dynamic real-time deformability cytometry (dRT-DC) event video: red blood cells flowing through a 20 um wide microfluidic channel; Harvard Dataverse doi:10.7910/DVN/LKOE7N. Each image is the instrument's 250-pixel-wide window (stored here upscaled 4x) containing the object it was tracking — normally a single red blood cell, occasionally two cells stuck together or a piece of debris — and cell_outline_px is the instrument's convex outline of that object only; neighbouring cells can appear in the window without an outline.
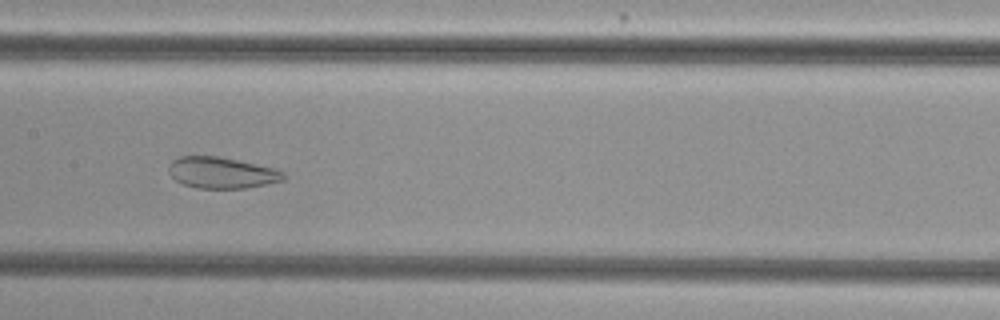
{"species": "common noctule bat (a hibernating species)", "species_latin": "Nyctalus noctula", "temperature_condition": "cold", "stored_images_in_passage": 42, "camera_frame_rate_fps": 3000, "um_per_image_px": 0.085, "animal": {"sex": "female", "body_mass_g": 29.2, "forearm_length_mm": 56.3}, "frame": {"image": 1, "passage_image": 14, "time_ms": 4.333, "image_size_px": [1000, 320], "cell_outline_px": [[284, 180], [244, 188], [196, 188], [184, 184], [176, 180], [168, 172], [168, 164], [172, 160], [180, 156], [216, 156], [276, 168], [284, 172]], "centroid_in_image_um": [18.81, 14.67], "position_along_channel_um": 188.6, "area_um2": 20.75}}
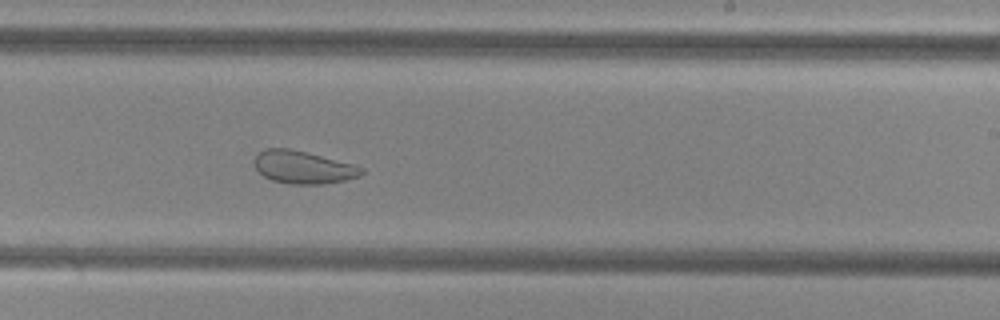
{"frame": {"image": 2, "passage_image": 20, "time_ms": 6.333, "image_size_px": [1000, 320], "cell_outline_px": [[364, 172], [360, 176], [344, 180], [324, 184], [288, 184], [272, 180], [264, 176], [256, 168], [252, 160], [264, 148], [288, 148], [352, 164], [364, 168]], "centroid_in_image_um": [25.74, 14.23], "position_along_channel_um": 263.3, "area_um2": 20.23}}
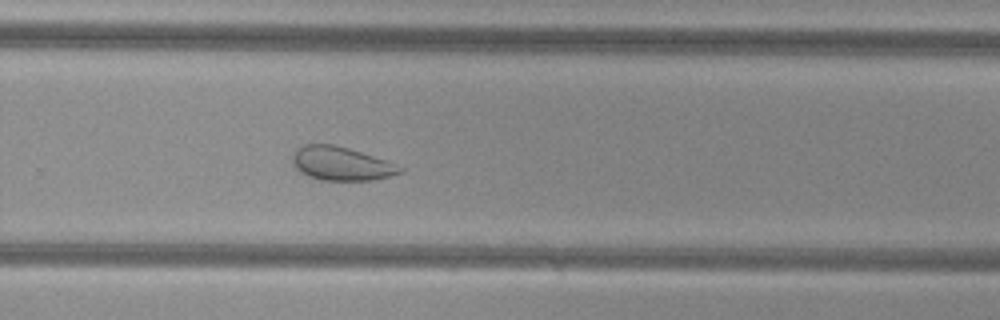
{"frame": {"image": 3, "passage_image": 23, "time_ms": 7.333, "image_size_px": [1000, 320], "cell_outline_px": [[404, 168], [400, 172], [392, 176], [372, 180], [320, 180], [308, 176], [300, 172], [292, 164], [292, 156], [296, 148], [304, 144], [332, 144], [348, 148], [384, 160]], "centroid_in_image_um": [28.94, 13.91], "position_along_channel_um": 300.9, "area_um2": 20.92}, "authors_computed_cell_mechanics": {"area_um2": 26.3279, "velocity_mm_per_s": 3.7448, "shape_relaxation_time_tau1_ms": null, "shape_relaxation_time_tau2_ms": 1.3085, "deformation_change_tau1": null, "deformation_change_tau2": 0.0843}}